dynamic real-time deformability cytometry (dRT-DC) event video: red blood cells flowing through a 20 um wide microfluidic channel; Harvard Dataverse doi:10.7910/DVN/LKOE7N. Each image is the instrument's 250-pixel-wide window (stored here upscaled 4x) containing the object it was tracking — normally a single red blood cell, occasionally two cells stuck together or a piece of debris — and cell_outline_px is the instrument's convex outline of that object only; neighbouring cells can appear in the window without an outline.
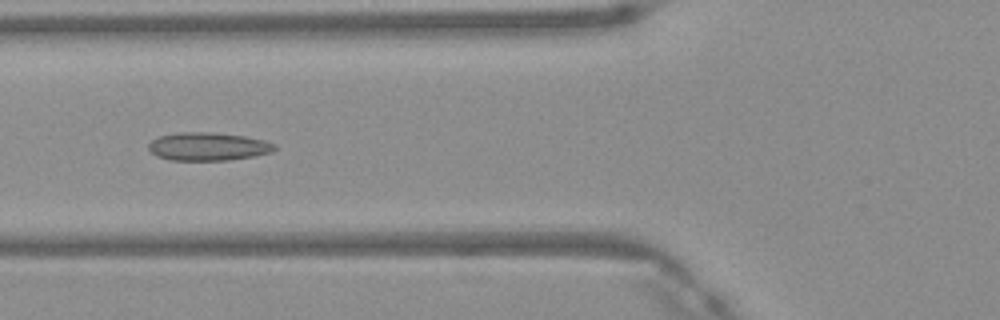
{"species": "Egyptian fruit bat (a non-hibernating species)", "species_latin": "Rousettus aegyptiacus", "temperature_condition": "warm", "stored_images_in_passage": 45, "camera_frame_rate_fps": 3000, "um_per_image_px": 0.085, "frame": {"image": 1, "passage_image": 15, "time_ms": 4.667, "image_size_px": [1000, 320], "cell_outline_px": [[276, 148], [272, 152], [252, 156], [228, 160], [172, 160], [156, 156], [148, 148], [148, 144], [152, 140], [160, 136], [180, 132], [212, 132], [244, 136], [264, 140], [276, 144]], "centroid_in_image_um": [17.69, 12.45], "position_along_channel_um": 108.1, "area_um2": 20.58}}
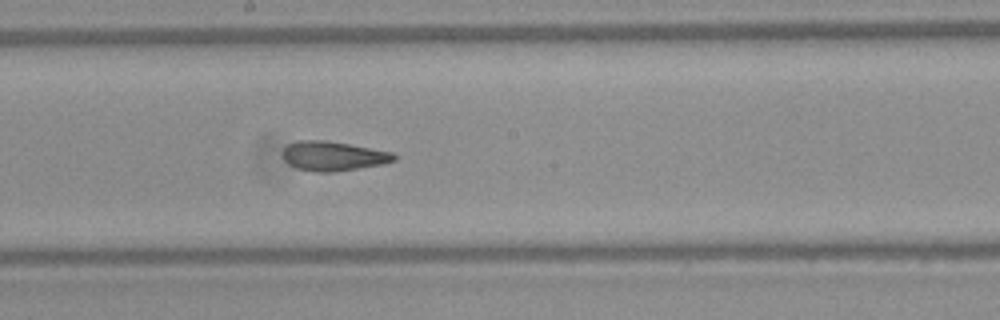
{"frame": {"image": 2, "passage_image": 23, "time_ms": 7.333, "image_size_px": [1000, 320], "cell_outline_px": [[396, 160], [384, 164], [332, 172], [316, 172], [296, 168], [288, 164], [284, 160], [284, 148], [288, 144], [296, 140], [324, 140], [348, 144], [392, 152], [396, 156]], "centroid_in_image_um": [28.31, 13.26], "position_along_channel_um": 219.9, "area_um2": 19.02}}
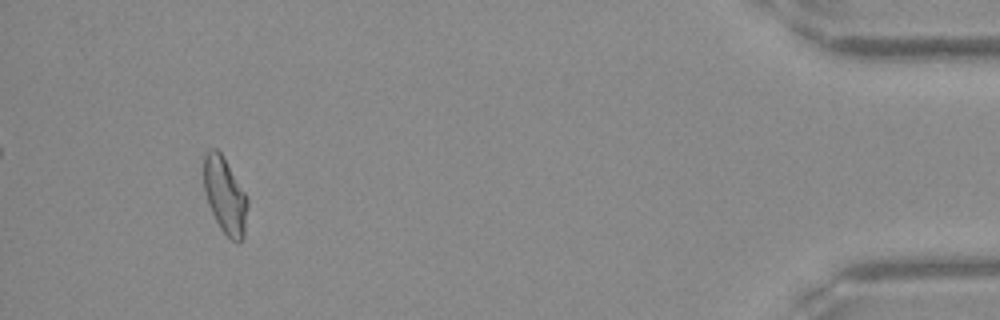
{"frame": {"image": 3, "passage_image": 42, "time_ms": 13.667, "image_size_px": [1000, 320], "cell_outline_px": [[248, 204], [244, 236], [240, 244], [236, 244], [220, 228], [208, 204], [204, 192], [204, 152], [208, 148], [216, 148], [220, 152], [244, 192], [248, 200]], "centroid_in_image_um": [19.11, 16.64], "position_along_channel_um": 416.1, "area_um2": 19.36}, "authors_computed_cell_mechanics": {"area_um2": 19.4786, "velocity_mm_per_s": 4.1718, "shape_relaxation_time_tau1_ms": null, "shape_relaxation_time_tau2_ms": 2.22, "deformation_change_tau1": null, "deformation_change_tau2": 0.0885}}